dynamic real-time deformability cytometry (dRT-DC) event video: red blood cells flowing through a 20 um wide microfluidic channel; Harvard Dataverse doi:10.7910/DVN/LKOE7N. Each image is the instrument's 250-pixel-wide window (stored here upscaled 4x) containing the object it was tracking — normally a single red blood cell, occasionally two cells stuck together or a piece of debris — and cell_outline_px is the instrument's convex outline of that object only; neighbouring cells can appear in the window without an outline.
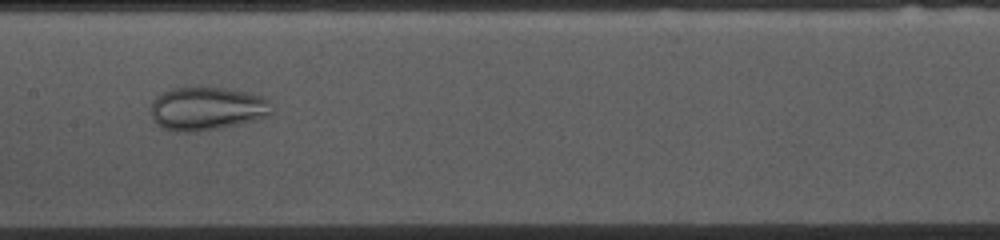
{"species": "common noctule bat (a hibernating species)", "species_latin": "Nyctalus noctula", "temperature_condition": "cold", "stored_images_in_passage": 50, "camera_frame_rate_fps": 3000, "um_per_image_px": 0.085, "animal": {"sex": "female", "body_mass_g": 10.0, "forearm_length_mm": 53.1}, "frame": {"image": 1, "passage_image": 22, "time_ms": 7.0, "image_size_px": [1000, 240], "cell_outline_px": [[272, 112], [268, 116], [256, 120], [240, 124], [200, 132], [176, 132], [160, 128], [152, 120], [152, 100], [156, 96], [172, 88], [196, 84], [224, 88], [248, 92], [264, 96], [268, 100]], "centroid_in_image_um": [17.56, 9.21], "position_along_channel_um": 189.8, "area_um2": 31.56}}
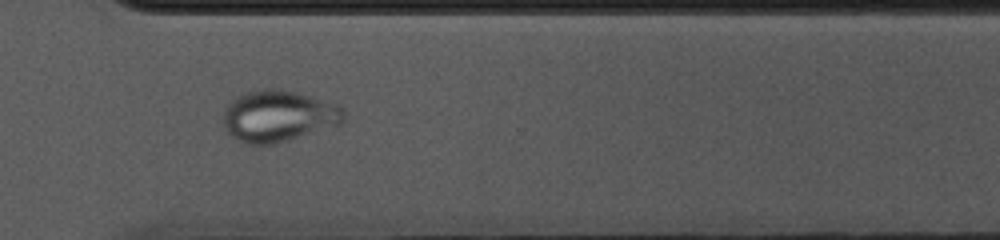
{"frame": {"image": 2, "passage_image": 35, "time_ms": 11.333, "image_size_px": [1000, 240], "cell_outline_px": [[344, 124], [272, 144], [244, 144], [236, 140], [224, 128], [224, 108], [236, 96], [244, 92], [264, 88], [276, 88], [296, 92], [336, 104], [344, 112]], "centroid_in_image_um": [23.64, 9.86], "position_along_channel_um": 347.0, "area_um2": 36.18}}
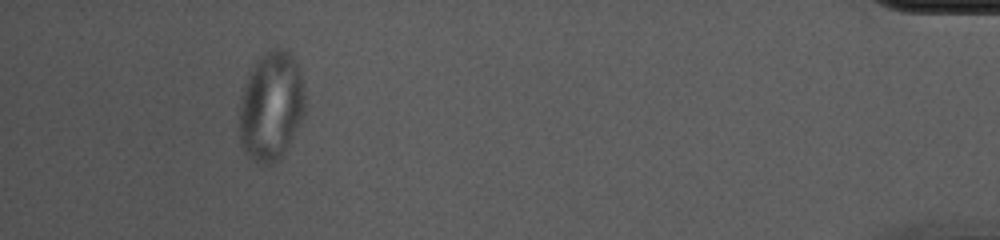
{"frame": {"image": 3, "passage_image": 46, "time_ms": 15.0, "image_size_px": [1000, 240], "cell_outline_px": [[304, 112], [284, 152], [272, 164], [256, 164], [244, 152], [240, 144], [240, 104], [244, 88], [248, 76], [256, 60], [264, 52], [272, 48], [280, 48], [288, 52], [296, 60], [300, 68], [304, 92]], "centroid_in_image_um": [23.03, 9.01], "position_along_channel_um": 412.2, "area_um2": 41.44}}